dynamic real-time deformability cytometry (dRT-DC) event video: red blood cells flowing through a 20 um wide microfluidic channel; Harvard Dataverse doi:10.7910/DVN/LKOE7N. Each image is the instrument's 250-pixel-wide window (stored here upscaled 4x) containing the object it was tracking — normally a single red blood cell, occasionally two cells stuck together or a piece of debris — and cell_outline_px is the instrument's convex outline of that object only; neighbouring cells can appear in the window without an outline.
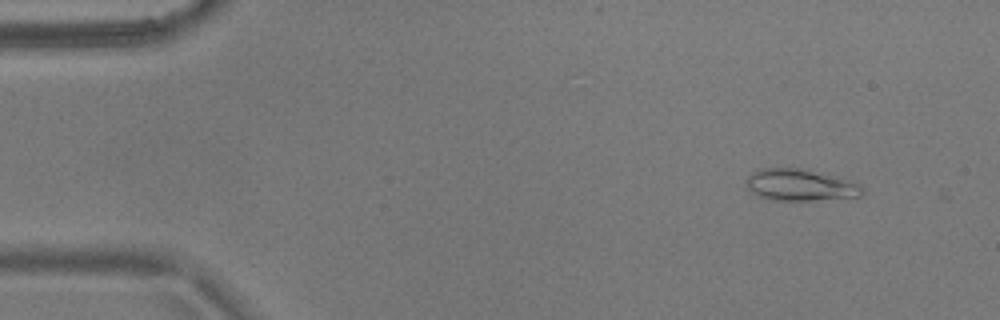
{"species": "common noctule bat (a hibernating species)", "species_latin": "Nyctalus noctula", "temperature_condition": "warm", "stored_images_in_passage": 4, "camera_frame_rate_fps": 3000, "um_per_image_px": 0.085, "animal": {"sex": "male", "body_mass_g": 17.9}, "frame": {"image": 1, "passage_image": 2, "time_ms": 0.333, "image_size_px": [1000, 320], "cell_outline_px": [[864, 192], [860, 196], [812, 200], [772, 200], [760, 196], [752, 192], [748, 188], [748, 176], [752, 172], [760, 168], [800, 168], [856, 184]], "centroid_in_image_um": [67.91, 15.73], "position_along_channel_um": 17.1, "area_um2": 20.46}}